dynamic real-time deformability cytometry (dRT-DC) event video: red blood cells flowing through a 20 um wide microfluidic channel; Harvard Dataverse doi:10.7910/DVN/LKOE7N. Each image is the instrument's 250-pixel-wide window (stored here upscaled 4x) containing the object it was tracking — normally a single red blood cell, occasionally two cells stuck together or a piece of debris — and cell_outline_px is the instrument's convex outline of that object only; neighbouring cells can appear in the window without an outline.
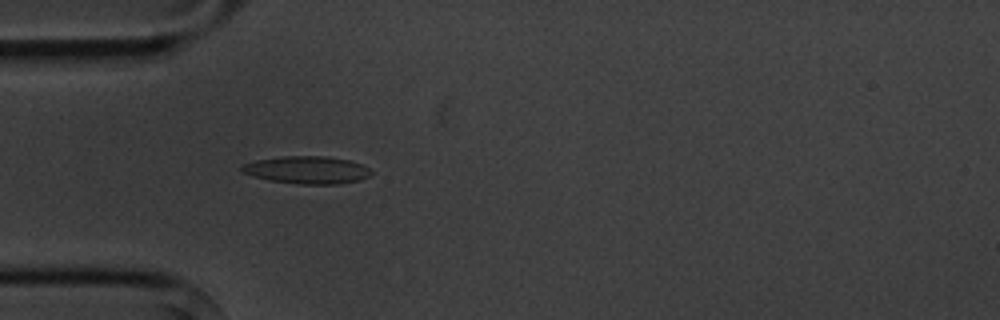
{"species": "common noctule bat (a hibernating species)", "species_latin": "Nyctalus noctula", "temperature_condition": "cold", "stored_images_in_passage": 4, "camera_frame_rate_fps": 3000, "um_per_image_px": 0.085, "animal": {"sex": "male", "body_mass_g": 20.1, "forearm_length_mm": 53.5}, "frame": {"image": 1, "passage_image": 4, "time_ms": 4.667, "image_size_px": [1000, 320], "cell_outline_px": [[372, 172], [368, 176], [360, 180], [340, 184], [300, 184], [268, 180], [252, 176], [240, 172], [240, 168], [244, 164], [256, 160], [284, 156], [324, 156], [348, 160], [360, 164], [368, 168]], "centroid_in_image_um": [26.06, 14.45], "position_along_channel_um": 58.9, "area_um2": 20.69}}